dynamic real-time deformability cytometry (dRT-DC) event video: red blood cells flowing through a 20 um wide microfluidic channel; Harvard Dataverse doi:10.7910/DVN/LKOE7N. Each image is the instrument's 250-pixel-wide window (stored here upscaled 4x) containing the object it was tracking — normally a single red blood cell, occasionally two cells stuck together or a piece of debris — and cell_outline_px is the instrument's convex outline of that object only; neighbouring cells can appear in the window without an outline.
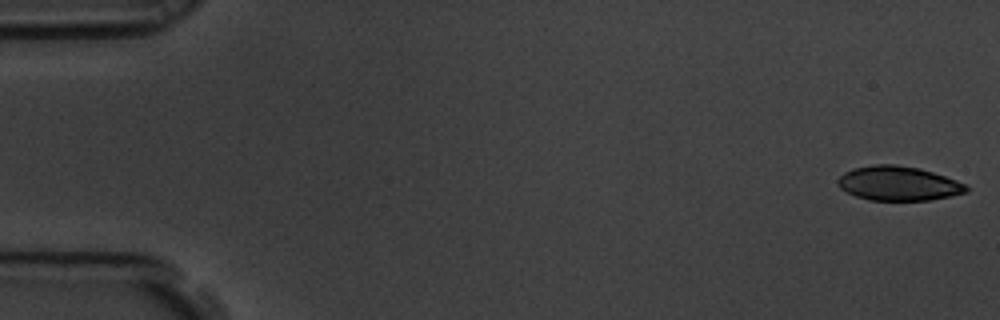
{"species": "common noctule bat (a hibernating species)", "species_latin": "Nyctalus noctula", "temperature_condition": "room temperature", "stored_images_in_passage": 58, "camera_frame_rate_fps": 3000, "um_per_image_px": 0.085, "animal": {"sex": "male", "body_mass_g": 19.5, "forearm_length_mm": 54.6}, "frame": {"image": 1, "passage_image": 1, "time_ms": 0.0, "image_size_px": [1000, 320], "cell_outline_px": [[968, 192], [928, 200], [868, 200], [856, 196], [840, 188], [836, 180], [844, 172], [852, 168], [872, 164], [896, 164], [920, 168], [956, 180], [964, 184], [968, 188]], "centroid_in_image_um": [76.32, 15.58], "position_along_channel_um": 8.7, "area_um2": 25.66}}
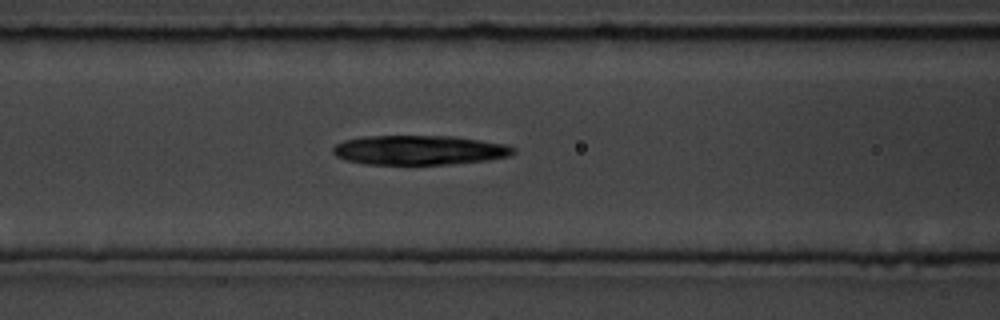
{"frame": {"image": 2, "passage_image": 24, "time_ms": 7.667, "image_size_px": [1000, 320], "cell_outline_px": [[516, 152], [512, 156], [488, 160], [448, 164], [364, 164], [344, 160], [336, 156], [332, 152], [332, 148], [336, 144], [344, 140], [360, 136], [452, 136], [508, 144], [516, 148]], "centroid_in_image_um": [35.65, 12.75], "position_along_channel_um": 130.9, "area_um2": 31.33}}
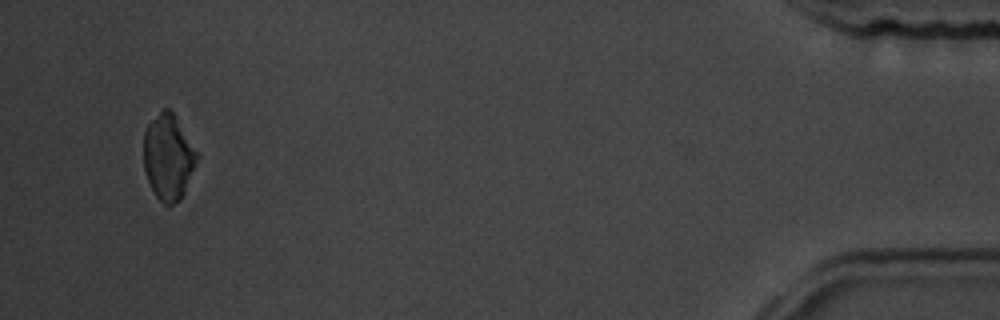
{"frame": {"image": 3, "passage_image": 56, "time_ms": 18.333, "image_size_px": [1000, 320], "cell_outline_px": [[196, 160], [184, 192], [180, 200], [172, 204], [164, 204], [156, 196], [148, 180], [144, 168], [144, 128], [164, 108], [168, 108], [172, 112], [196, 152]], "centroid_in_image_um": [14.26, 13.36], "position_along_channel_um": 420.9, "area_um2": 25.61}, "authors_computed_cell_mechanics": {"area_um2": 29.767, "velocity_mm_per_s": 3.4574, "shape_relaxation_time_tau1_ms": 5.546, "shape_relaxation_time_tau2_ms": 11.2792, "deformation_change_tau1": 0.1765, "deformation_change_tau2": 0.225}}